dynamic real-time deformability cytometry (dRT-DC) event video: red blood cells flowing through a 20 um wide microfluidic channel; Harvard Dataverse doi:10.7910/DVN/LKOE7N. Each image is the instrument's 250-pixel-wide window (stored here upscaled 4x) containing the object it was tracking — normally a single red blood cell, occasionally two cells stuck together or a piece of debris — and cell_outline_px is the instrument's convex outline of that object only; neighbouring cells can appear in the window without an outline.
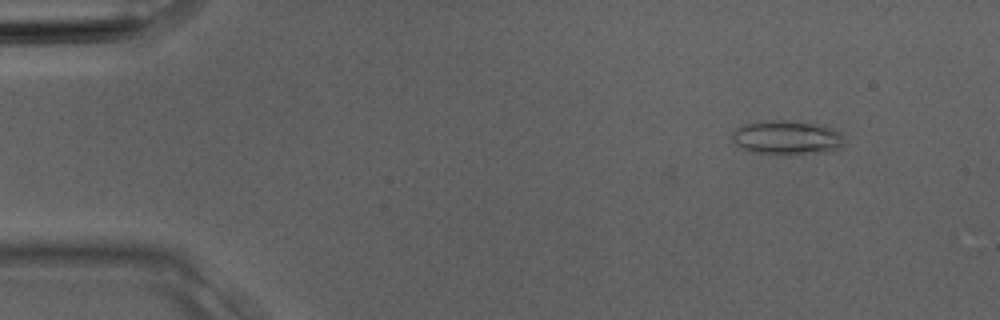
{"species": "Egyptian fruit bat (a non-hibernating species)", "species_latin": "Rousettus aegyptiacus", "temperature_condition": "room temperature", "stored_images_in_passage": 2, "camera_frame_rate_fps": 3000, "um_per_image_px": 0.085, "animal": {"sex": "male"}, "frame": {"image": 1, "passage_image": 2, "time_ms": 0.333, "image_size_px": [1000, 320], "cell_outline_px": [[844, 144], [840, 148], [828, 152], [788, 156], [756, 152], [744, 148], [736, 144], [732, 140], [732, 132], [736, 128], [748, 124], [776, 120], [784, 120], [824, 124], [840, 132], [844, 136]], "centroid_in_image_um": [66.98, 11.72], "position_along_channel_um": 18.0, "area_um2": 22.66}}